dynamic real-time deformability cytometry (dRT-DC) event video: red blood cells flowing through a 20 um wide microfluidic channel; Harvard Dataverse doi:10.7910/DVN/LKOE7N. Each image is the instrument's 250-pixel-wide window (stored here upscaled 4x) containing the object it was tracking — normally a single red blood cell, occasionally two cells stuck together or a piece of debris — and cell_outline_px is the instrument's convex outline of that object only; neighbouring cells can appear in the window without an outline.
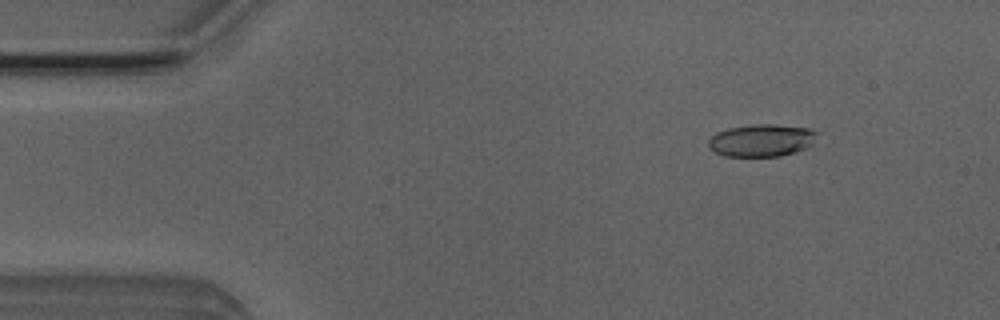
{"species": "Egyptian fruit bat (a non-hibernating species)", "species_latin": "Rousettus aegyptiacus", "temperature_condition": "room temperature", "stored_images_in_passage": 50, "camera_frame_rate_fps": 3000, "um_per_image_px": 0.085, "animal": {"sex": "male"}, "frame": {"image": 1, "passage_image": 4, "time_ms": 1.0, "image_size_px": [1000, 320], "cell_outline_px": [[816, 132], [808, 148], [780, 156], [724, 156], [708, 148], [708, 140], [716, 132], [728, 128], [752, 124], [776, 124], [808, 128]], "centroid_in_image_um": [64.68, 11.93], "position_along_channel_um": 20.3, "area_um2": 20.4}}
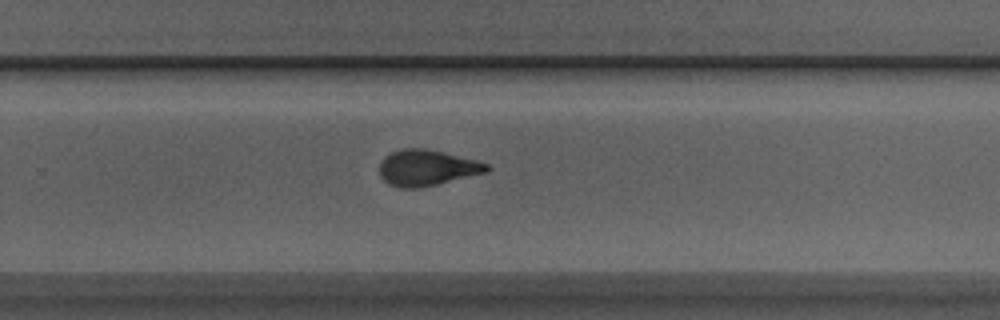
{"frame": {"image": 2, "passage_image": 31, "time_ms": 10.0, "image_size_px": [1000, 320], "cell_outline_px": [[492, 168], [488, 172], [436, 184], [416, 188], [400, 188], [388, 184], [380, 176], [380, 164], [384, 156], [392, 152], [404, 148], [424, 148], [444, 152], [476, 160], [488, 164]], "centroid_in_image_um": [36.29, 14.26], "position_along_channel_um": 293.5, "area_um2": 22.43}}
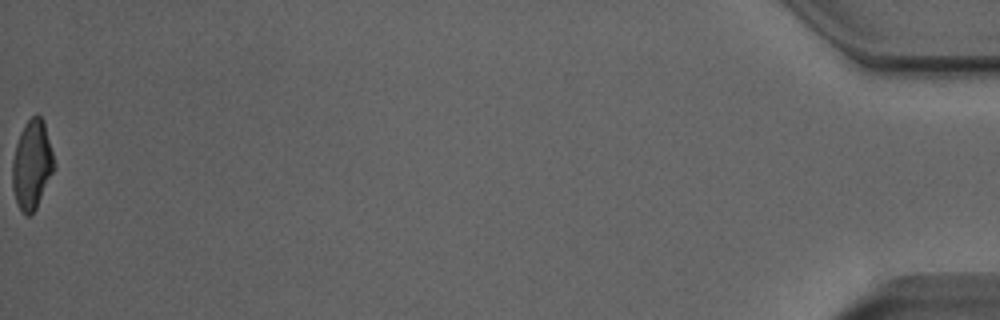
{"frame": {"image": 3, "passage_image": 50, "time_ms": 16.333, "image_size_px": [1000, 320], "cell_outline_px": [[56, 168], [36, 208], [28, 216], [24, 216], [16, 204], [12, 188], [12, 160], [16, 144], [20, 132], [24, 124], [36, 112], [44, 120], [56, 164]], "centroid_in_image_um": [2.72, 14.0], "position_along_channel_um": 432.5, "area_um2": 22.14}, "authors_computed_cell_mechanics": {"area_um2": 22.0796, "velocity_mm_per_s": 3.9242, "shape_relaxation_time_tau1_ms": 6.2794, "shape_relaxation_time_tau2_ms": 1.8011, "deformation_change_tau1": 0.2222, "deformation_change_tau2": 0.0992}}